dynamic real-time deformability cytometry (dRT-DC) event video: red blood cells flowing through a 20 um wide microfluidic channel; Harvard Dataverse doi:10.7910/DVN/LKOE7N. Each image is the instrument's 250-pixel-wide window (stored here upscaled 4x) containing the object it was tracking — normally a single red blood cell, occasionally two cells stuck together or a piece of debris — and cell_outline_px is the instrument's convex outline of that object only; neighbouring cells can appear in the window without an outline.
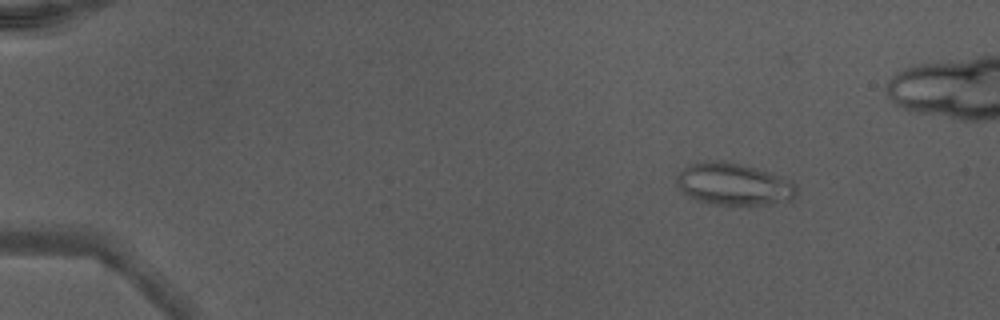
{"species": "Egyptian fruit bat (a non-hibernating species)", "species_latin": "Rousettus aegyptiacus", "temperature_condition": "warm", "stored_images_in_passage": 50, "camera_frame_rate_fps": 3000, "um_per_image_px": 0.085, "animal": {"sex": "male"}, "frame": {"image": 1, "passage_image": 7, "time_ms": 2.0, "image_size_px": [1000, 320], "cell_outline_px": [[796, 192], [788, 200], [764, 204], [712, 204], [700, 200], [684, 192], [676, 184], [676, 176], [688, 164], [704, 160], [724, 160], [740, 164], [768, 172], [788, 180], [796, 188]], "centroid_in_image_um": [62.28, 15.62], "position_along_channel_um": 22.7, "area_um2": 28.67}}
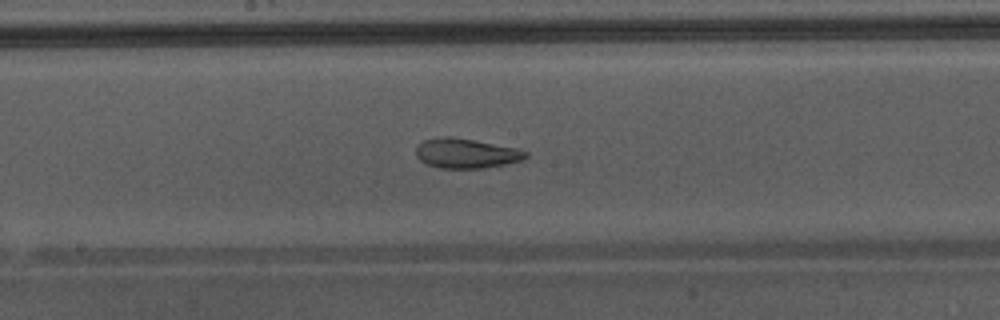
{"frame": {"image": 2, "passage_image": 28, "time_ms": 9.0, "image_size_px": [1000, 320], "cell_outline_px": [[528, 156], [524, 160], [484, 168], [440, 168], [424, 164], [416, 156], [416, 148], [424, 140], [444, 136], [448, 136], [472, 140], [516, 148], [528, 152]], "centroid_in_image_um": [39.61, 13.05], "position_along_channel_um": 208.6, "area_um2": 18.9}}
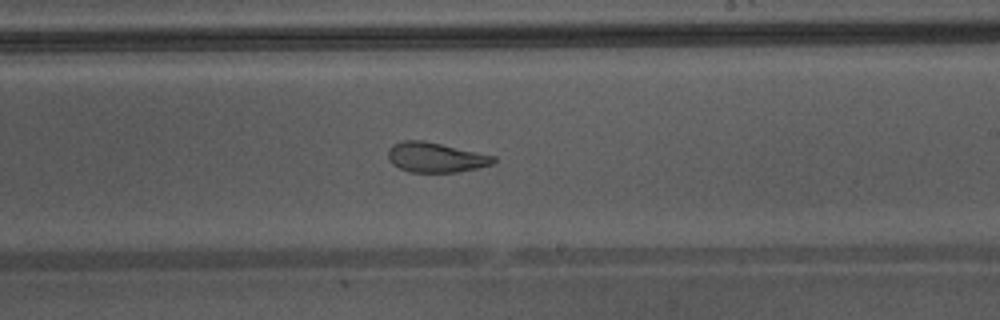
{"frame": {"image": 3, "passage_image": 31, "time_ms": 10.0, "image_size_px": [1000, 320], "cell_outline_px": [[496, 160], [492, 164], [476, 168], [456, 172], [408, 172], [392, 164], [388, 160], [388, 148], [392, 144], [404, 140], [424, 140], [496, 156]], "centroid_in_image_um": [36.99, 13.37], "position_along_channel_um": 252.0, "area_um2": 18.44}}